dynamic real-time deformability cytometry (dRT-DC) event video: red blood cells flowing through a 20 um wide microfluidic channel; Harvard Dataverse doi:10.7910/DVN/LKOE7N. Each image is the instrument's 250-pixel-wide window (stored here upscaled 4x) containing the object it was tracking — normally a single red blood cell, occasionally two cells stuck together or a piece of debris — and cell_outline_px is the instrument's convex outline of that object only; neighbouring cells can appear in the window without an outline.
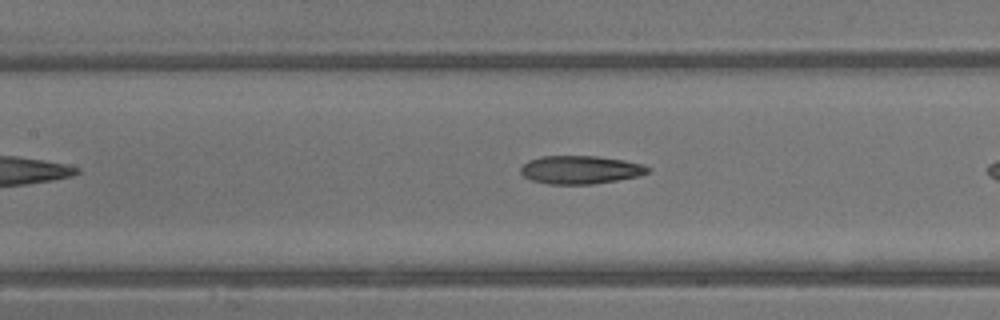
{"species": "common noctule bat (a hibernating species)", "species_latin": "Nyctalus noctula", "temperature_condition": "warm", "stored_images_in_passage": 21, "camera_frame_rate_fps": 3000, "um_per_image_px": 0.085, "animal": {"sex": "male", "body_mass_g": 13.3}, "frame": {"image": 1, "passage_image": 7, "time_ms": 2.0, "image_size_px": [1000, 320], "cell_outline_px": [[652, 168], [648, 172], [636, 176], [616, 180], [592, 184], [548, 184], [532, 180], [524, 176], [520, 172], [520, 168], [528, 160], [540, 156], [596, 156], [624, 160], [644, 164]], "centroid_in_image_um": [49.32, 14.42], "position_along_channel_um": 158.1, "area_um2": 20.87}}
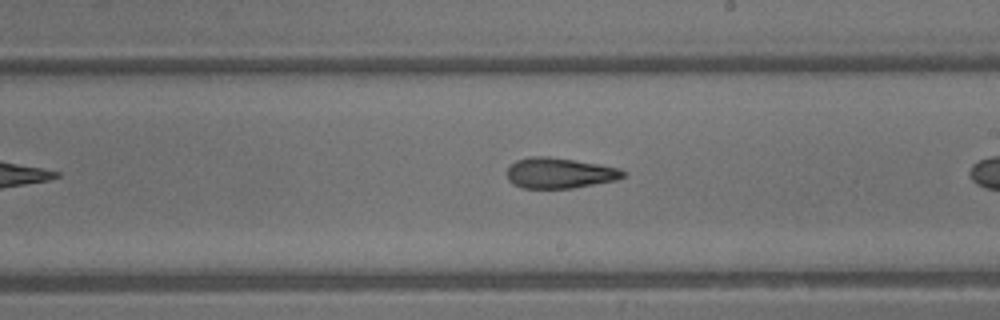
{"frame": {"image": 2, "passage_image": 12, "time_ms": 3.667, "image_size_px": [1000, 320], "cell_outline_px": [[624, 176], [616, 180], [572, 188], [520, 188], [512, 184], [508, 180], [508, 168], [516, 160], [528, 156], [548, 156], [600, 164], [620, 168], [624, 172]], "centroid_in_image_um": [47.54, 14.7], "position_along_channel_um": 241.5, "area_um2": 20.69}}
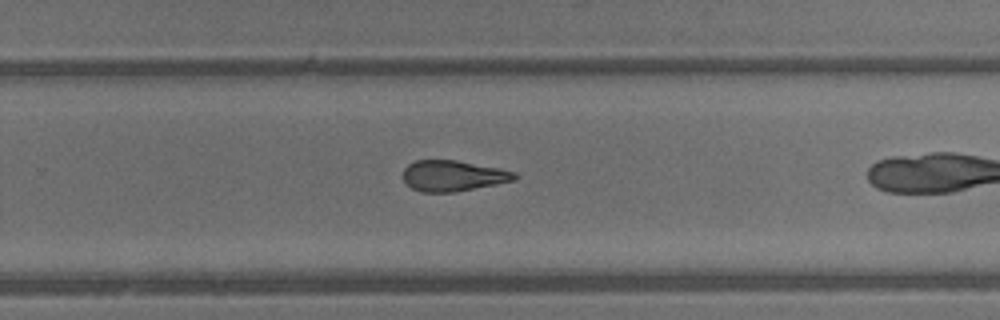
{"frame": {"image": 3, "passage_image": 15, "time_ms": 4.667, "image_size_px": [1000, 320], "cell_outline_px": [[516, 180], [456, 192], [420, 192], [412, 188], [404, 180], [404, 168], [408, 164], [416, 160], [456, 160], [500, 168], [516, 172]], "centroid_in_image_um": [38.52, 14.94], "position_along_channel_um": 291.3, "area_um2": 20.0}}